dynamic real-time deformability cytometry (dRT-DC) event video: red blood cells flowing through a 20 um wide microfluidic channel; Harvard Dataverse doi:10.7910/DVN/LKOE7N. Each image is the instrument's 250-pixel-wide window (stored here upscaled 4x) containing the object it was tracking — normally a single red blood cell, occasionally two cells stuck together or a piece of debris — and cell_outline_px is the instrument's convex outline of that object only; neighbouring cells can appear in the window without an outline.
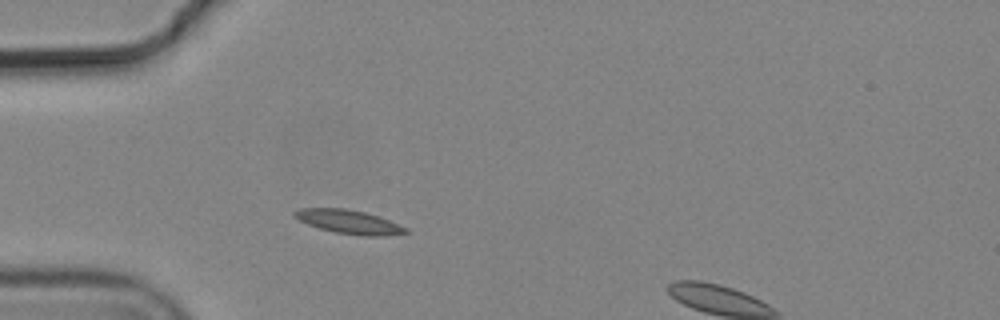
{"species": "common noctule bat (a hibernating species)", "species_latin": "Nyctalus noctula", "temperature_condition": "cold", "stored_images_in_passage": 3, "segment_of_instrument_passage": [1, 2], "camera_frame_rate_fps": 3000, "um_per_image_px": 0.085, "animal": {"sex": "male", "body_mass_g": 19.2, "forearm_length_mm": 51.8}, "frame": {"image": 1, "passage_image": 2, "time_ms": 0.333, "image_size_px": [1000, 320], "cell_outline_px": [[412, 232], [384, 236], [360, 236], [336, 232], [320, 228], [308, 224], [292, 216], [292, 212], [300, 208], [344, 208], [364, 212], [380, 216], [408, 228]], "centroid_in_image_um": [29.7, 18.86], "position_along_channel_um": 55.3, "area_um2": 15.55}}